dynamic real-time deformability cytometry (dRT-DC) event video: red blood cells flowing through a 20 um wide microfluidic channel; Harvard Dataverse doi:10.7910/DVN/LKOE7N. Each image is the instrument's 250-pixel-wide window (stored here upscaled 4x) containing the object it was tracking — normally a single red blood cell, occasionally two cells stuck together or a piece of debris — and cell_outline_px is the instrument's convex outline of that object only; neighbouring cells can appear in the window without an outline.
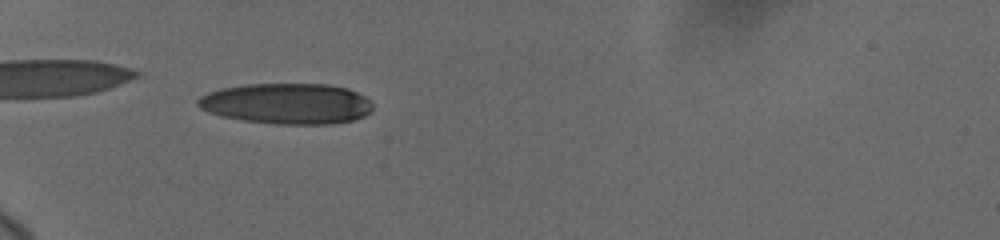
{"species": "human", "species_latin": "Homo sapiens", "temperature_condition": "cold", "stored_images_in_passage": 43, "camera_frame_rate_fps": 3000, "um_per_image_px": 0.085, "donor": {"sex": "female"}, "frame": {"image": 1, "passage_image": 12, "time_ms": 6.333, "image_size_px": [1000, 240], "cell_outline_px": [[372, 108], [364, 116], [356, 120], [332, 124], [276, 124], [240, 120], [220, 116], [208, 112], [200, 108], [196, 104], [196, 100], [200, 96], [208, 92], [224, 88], [248, 84], [328, 84], [348, 88], [364, 96], [372, 104]], "centroid_in_image_um": [24.37, 8.81], "position_along_channel_um": 60.6, "area_um2": 41.73}}
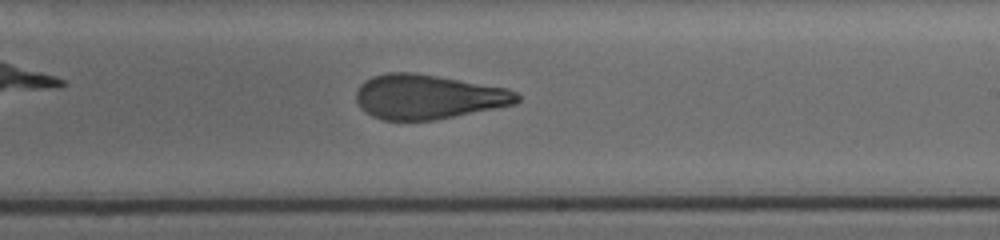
{"frame": {"image": 2, "passage_image": 28, "time_ms": 12.0, "image_size_px": [1000, 240], "cell_outline_px": [[520, 100], [516, 104], [432, 120], [384, 120], [372, 116], [360, 108], [356, 100], [356, 92], [360, 84], [364, 80], [372, 76], [388, 72], [412, 72], [508, 88], [516, 92], [520, 96]], "centroid_in_image_um": [36.36, 8.22], "position_along_channel_um": 252.6, "area_um2": 41.62}}
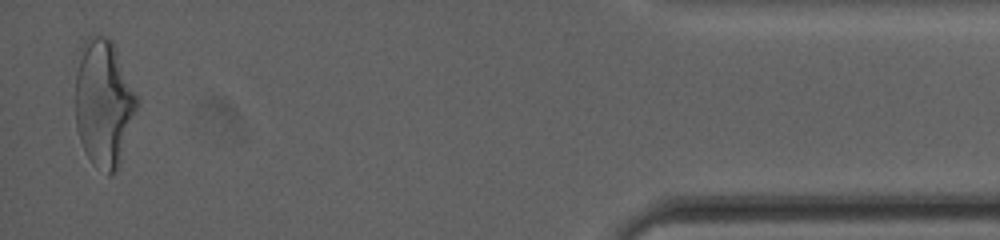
{"frame": {"image": 3, "passage_image": 43, "time_ms": 18.333, "image_size_px": [1000, 240], "cell_outline_px": [[140, 100], [120, 164], [108, 176], [92, 164], [80, 140], [76, 128], [76, 52], [84, 40], [88, 36], [108, 36], [112, 40], [116, 48]], "centroid_in_image_um": [8.81, 8.71], "position_along_channel_um": 426.4, "area_um2": 46.36}, "authors_computed_cell_mechanics": {"area_um2": 42.3674, "velocity_mm_per_s": 3.7132, "shape_relaxation_time_tau1_ms": 7.3566, "shape_relaxation_time_tau2_ms": 1.9767, "deformation_change_tau1": 0.2424, "deformation_change_tau2": 0.1089}}